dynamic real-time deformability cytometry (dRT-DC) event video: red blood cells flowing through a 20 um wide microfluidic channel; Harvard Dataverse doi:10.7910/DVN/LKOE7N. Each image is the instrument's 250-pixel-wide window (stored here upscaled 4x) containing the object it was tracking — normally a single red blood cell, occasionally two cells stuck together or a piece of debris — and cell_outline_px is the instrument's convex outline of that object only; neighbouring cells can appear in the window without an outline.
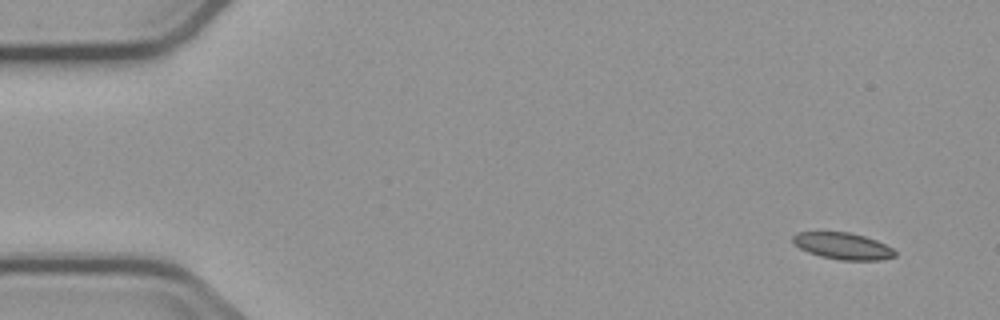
{"species": "common noctule bat (a hibernating species)", "species_latin": "Nyctalus noctula", "temperature_condition": "cold", "stored_images_in_passage": 4, "camera_frame_rate_fps": 3000, "um_per_image_px": 0.085, "animal": {"sex": "male", "body_mass_g": 23.1, "forearm_length_mm": 52.7}, "frame": {"image": 1, "passage_image": 1, "time_ms": 0.0, "image_size_px": [1000, 320], "cell_outline_px": [[896, 256], [880, 260], [840, 260], [820, 256], [808, 252], [800, 248], [792, 240], [792, 236], [796, 232], [848, 232], [864, 236], [876, 240], [892, 248], [896, 252]], "centroid_in_image_um": [71.64, 20.91], "position_along_channel_um": 13.4, "area_um2": 15.78}}